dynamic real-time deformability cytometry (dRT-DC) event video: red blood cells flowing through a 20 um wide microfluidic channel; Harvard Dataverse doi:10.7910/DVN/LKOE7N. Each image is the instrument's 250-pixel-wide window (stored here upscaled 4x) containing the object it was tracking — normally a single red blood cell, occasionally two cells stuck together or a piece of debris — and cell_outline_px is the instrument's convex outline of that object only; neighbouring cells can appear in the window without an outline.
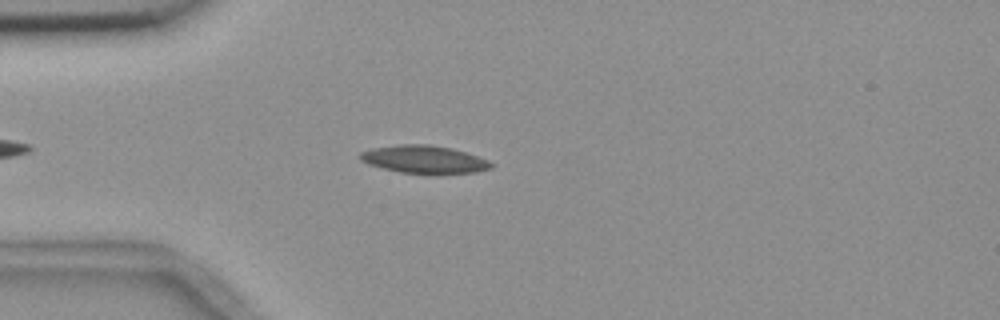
{"species": "common noctule bat (a hibernating species)", "species_latin": "Nyctalus noctula", "temperature_condition": "room temperature", "stored_images_in_passage": 1, "camera_frame_rate_fps": 3000, "um_per_image_px": 0.085, "animal": {"sex": "female", "body_mass_g": 18.4}, "frame": {"image": 1, "passage_image": 1, "time_ms": 0.0, "image_size_px": [1000, 320], "cell_outline_px": [[496, 164], [492, 168], [476, 172], [400, 172], [368, 164], [360, 160], [360, 152], [372, 148], [400, 144], [428, 144], [452, 148], [488, 160]], "centroid_in_image_um": [36.04, 13.52], "position_along_channel_um": 49.0, "area_um2": 20.69}}